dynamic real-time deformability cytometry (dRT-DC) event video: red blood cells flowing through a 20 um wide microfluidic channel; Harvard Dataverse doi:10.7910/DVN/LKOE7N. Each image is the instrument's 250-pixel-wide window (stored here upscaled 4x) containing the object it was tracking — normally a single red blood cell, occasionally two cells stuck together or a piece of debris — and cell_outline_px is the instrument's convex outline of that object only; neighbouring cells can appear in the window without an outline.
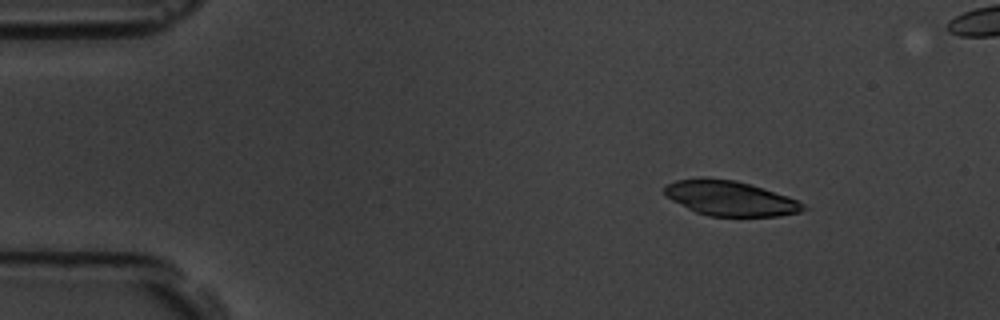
{"species": "common noctule bat (a hibernating species)", "species_latin": "Nyctalus noctula", "temperature_condition": "room temperature", "stored_images_in_passage": 6, "camera_frame_rate_fps": 3000, "um_per_image_px": 0.085, "animal": {"sex": "male", "body_mass_g": 19.5, "forearm_length_mm": 54.6}, "frame": {"image": 1, "passage_image": 3, "time_ms": 0.667, "image_size_px": [1000, 320], "cell_outline_px": [[808, 208], [800, 212], [780, 216], [708, 216], [696, 212], [664, 196], [664, 188], [668, 184], [676, 180], [736, 180], [764, 188], [788, 196], [804, 204]], "centroid_in_image_um": [62.12, 16.89], "position_along_channel_um": 22.9, "area_um2": 27.63}}